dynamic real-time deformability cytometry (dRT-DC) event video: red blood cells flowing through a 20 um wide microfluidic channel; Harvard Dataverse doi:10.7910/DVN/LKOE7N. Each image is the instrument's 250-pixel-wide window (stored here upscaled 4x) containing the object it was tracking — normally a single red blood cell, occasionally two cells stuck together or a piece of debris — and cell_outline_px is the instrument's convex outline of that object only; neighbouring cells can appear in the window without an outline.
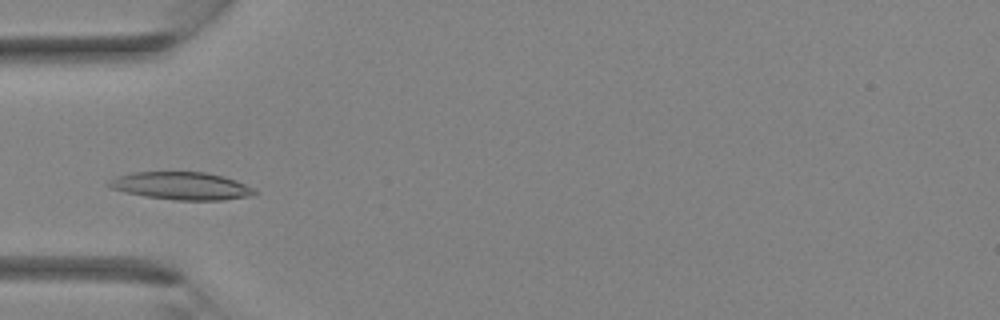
{"species": "Egyptian fruit bat (a non-hibernating species)", "species_latin": "Rousettus aegyptiacus", "temperature_condition": "room temperature", "stored_images_in_passage": 30, "camera_frame_rate_fps": 3000, "um_per_image_px": 0.085, "animal": {"sex": "female"}, "frame": {"image": 1, "passage_image": 6, "time_ms": 1.667, "image_size_px": [1000, 320], "cell_outline_px": [[260, 192], [252, 196], [220, 200], [176, 200], [148, 196], [124, 192], [112, 188], [108, 184], [108, 180], [116, 176], [132, 172], [208, 172], [224, 176], [236, 180]], "centroid_in_image_um": [15.44, 15.79], "position_along_channel_um": 69.6, "area_um2": 23.47}}
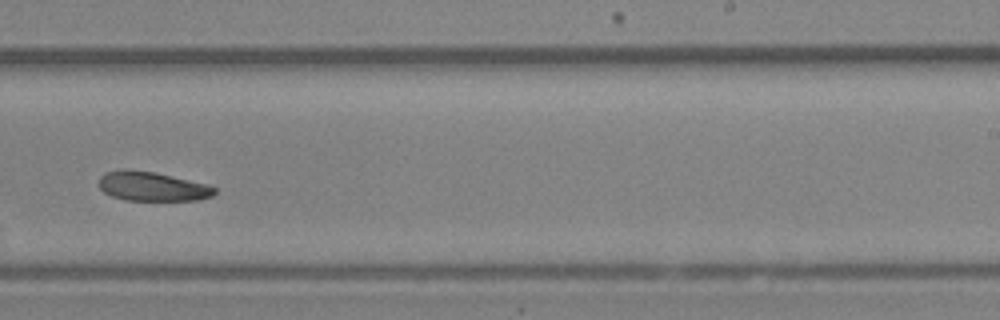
{"frame": {"image": 2, "passage_image": 17, "time_ms": 5.333, "image_size_px": [1000, 320], "cell_outline_px": [[216, 192], [212, 196], [196, 200], [124, 200], [112, 196], [104, 192], [100, 188], [100, 176], [104, 172], [124, 168], [156, 172], [208, 184], [216, 188]], "centroid_in_image_um": [12.93, 15.83], "position_along_channel_um": 276.1, "area_um2": 19.88}}
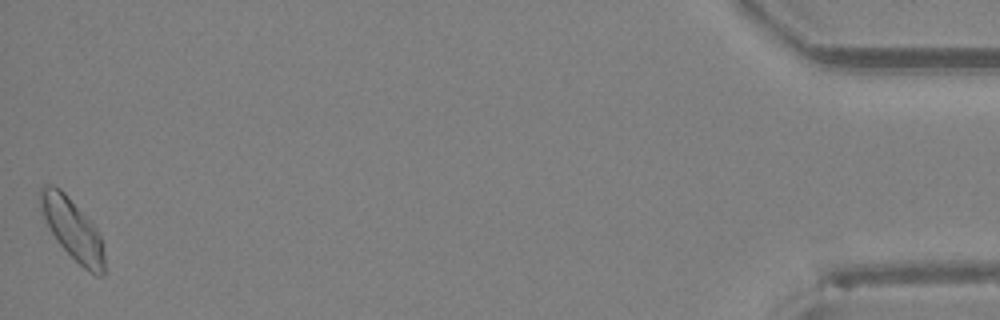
{"frame": {"image": 3, "passage_image": 30, "time_ms": 9.667, "image_size_px": [1000, 320], "cell_outline_px": [[104, 276], [96, 276], [84, 268], [56, 240], [40, 208], [40, 188], [44, 184], [52, 184], [60, 188], [64, 192], [96, 228], [100, 236], [104, 256]], "centroid_in_image_um": [6.16, 19.47], "position_along_channel_um": 429.0, "area_um2": 22.2}}